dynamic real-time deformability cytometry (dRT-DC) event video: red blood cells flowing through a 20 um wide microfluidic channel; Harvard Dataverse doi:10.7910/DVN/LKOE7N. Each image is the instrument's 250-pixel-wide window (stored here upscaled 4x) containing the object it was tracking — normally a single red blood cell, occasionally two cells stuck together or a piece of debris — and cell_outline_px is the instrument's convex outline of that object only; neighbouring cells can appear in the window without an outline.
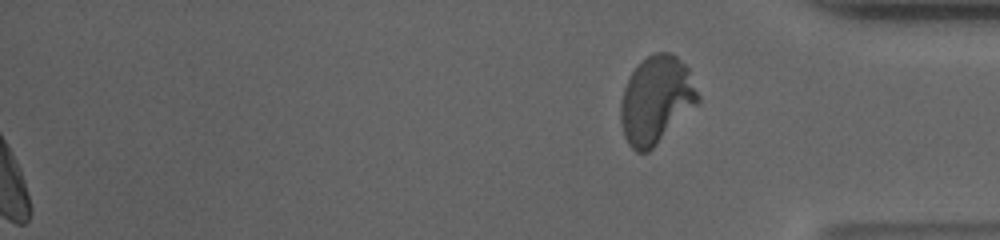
{"species": "human", "species_latin": "Homo sapiens", "temperature_condition": "cold", "stored_images_in_passage": 51, "segment_of_instrument_passage": [2, 2], "camera_frame_rate_fps": 3000, "um_per_image_px": 0.085, "donor": {"sex": "male"}, "frame": {"image": 1, "passage_image": 51, "time_ms": 16.667, "image_size_px": [1000, 240], "cell_outline_px": [[700, 100], [648, 152], [636, 152], [628, 144], [624, 136], [620, 120], [620, 104], [624, 88], [632, 72], [648, 56], [656, 52], [668, 52], [676, 56], [688, 68], [700, 96]], "centroid_in_image_um": [55.76, 8.49], "position_along_channel_um": 379.4, "area_um2": 38.78}}